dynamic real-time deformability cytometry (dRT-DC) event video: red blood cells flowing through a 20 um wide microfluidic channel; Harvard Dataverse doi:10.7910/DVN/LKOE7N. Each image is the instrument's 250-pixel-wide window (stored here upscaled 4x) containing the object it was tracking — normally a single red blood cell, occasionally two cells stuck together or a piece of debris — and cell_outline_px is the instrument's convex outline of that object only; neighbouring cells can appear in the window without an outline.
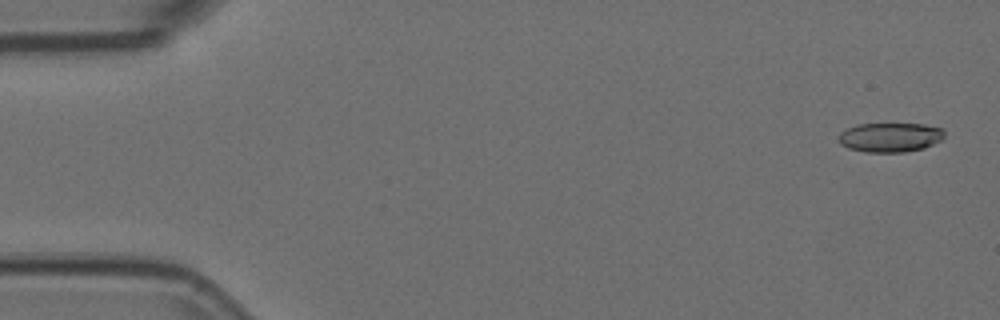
{"species": "Egyptian fruit bat (a non-hibernating species)", "species_latin": "Rousettus aegyptiacus", "temperature_condition": "room temperature", "stored_images_in_passage": 6, "camera_frame_rate_fps": 3000, "um_per_image_px": 0.085, "animal": {"sex": "female"}, "frame": {"image": 1, "passage_image": 1, "time_ms": 0.0, "image_size_px": [1000, 320], "cell_outline_px": [[944, 136], [940, 140], [924, 148], [904, 152], [864, 152], [848, 148], [840, 144], [840, 132], [856, 124], [924, 124], [940, 128], [944, 132]], "centroid_in_image_um": [75.64, 11.67], "position_along_channel_um": 9.4, "area_um2": 17.98}}
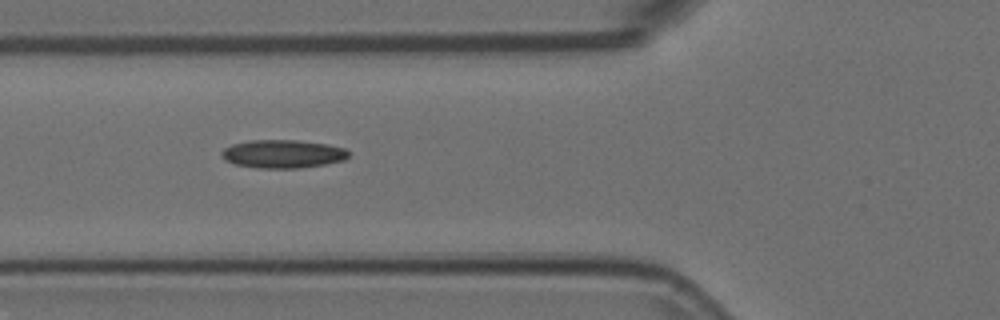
{"frame": {"image": 2, "passage_image": 5, "time_ms": 1.333, "image_size_px": [1000, 320], "cell_outline_px": [[348, 156], [344, 160], [324, 164], [300, 168], [260, 168], [236, 164], [224, 160], [220, 152], [224, 148], [232, 144], [248, 140], [296, 140], [328, 144], [344, 148], [348, 152]], "centroid_in_image_um": [24.01, 13.07], "position_along_channel_um": 101.8, "area_um2": 20.87}}
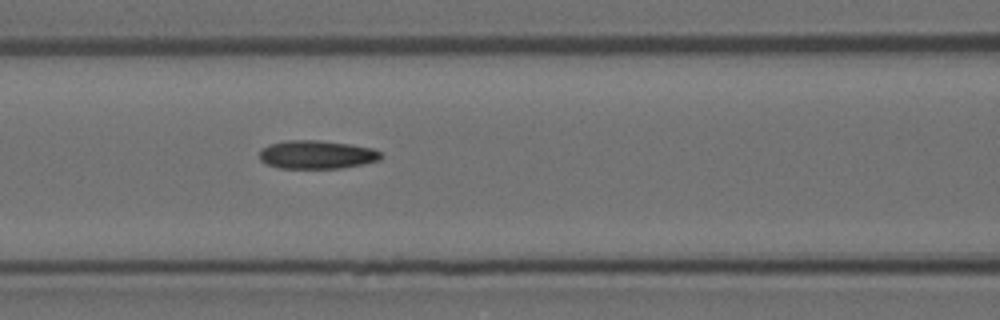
{"frame": {"image": 3, "passage_image": 6, "time_ms": 1.667, "image_size_px": [1000, 320], "cell_outline_px": [[384, 156], [380, 160], [364, 164], [340, 168], [280, 168], [268, 164], [260, 160], [260, 148], [268, 144], [288, 140], [320, 140], [352, 144], [372, 148], [380, 152]], "centroid_in_image_um": [26.94, 13.13], "position_along_channel_um": 139.7, "area_um2": 20.29}}